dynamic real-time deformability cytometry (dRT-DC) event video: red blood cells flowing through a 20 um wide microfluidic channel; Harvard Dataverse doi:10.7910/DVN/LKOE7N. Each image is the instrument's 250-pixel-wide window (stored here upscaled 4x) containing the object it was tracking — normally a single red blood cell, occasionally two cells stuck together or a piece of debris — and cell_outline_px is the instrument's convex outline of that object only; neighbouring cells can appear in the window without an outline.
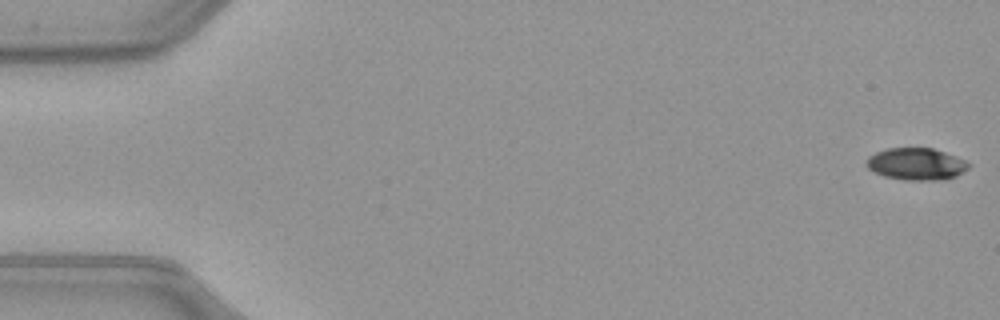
{"species": "common noctule bat (a hibernating species)", "species_latin": "Nyctalus noctula", "temperature_condition": "warm", "stored_images_in_passage": 52, "camera_frame_rate_fps": 3000, "um_per_image_px": 0.085, "animal": {"sex": "female", "body_mass_g": 21.9}, "frame": {"image": 1, "passage_image": 1, "time_ms": 0.0, "image_size_px": [1000, 320], "cell_outline_px": [[972, 164], [968, 168], [956, 176], [944, 180], [908, 180], [884, 176], [868, 168], [864, 164], [864, 160], [868, 156], [876, 152], [888, 148], [932, 148], [944, 152], [964, 160]], "centroid_in_image_um": [77.86, 13.94], "position_along_channel_um": 7.1, "area_um2": 19.07}}
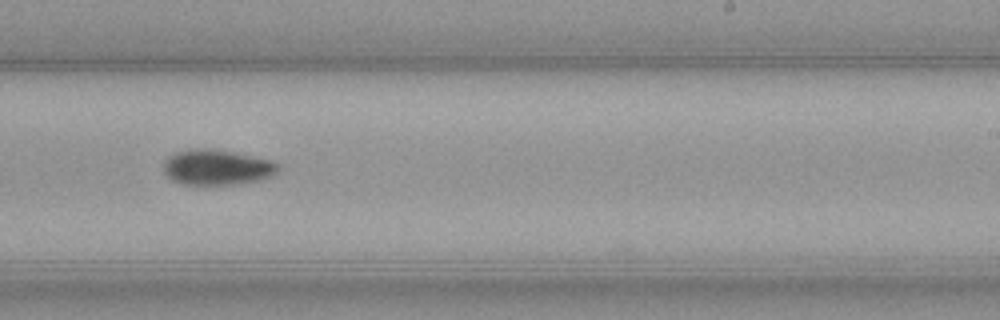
{"frame": {"image": 2, "passage_image": 32, "time_ms": 10.333, "image_size_px": [1000, 320], "cell_outline_px": [[280, 168], [272, 176], [256, 180], [236, 184], [204, 188], [180, 184], [172, 180], [164, 172], [164, 160], [168, 156], [176, 152], [196, 148], [204, 148], [232, 152], [272, 160], [280, 164]], "centroid_in_image_um": [18.4, 14.27], "position_along_channel_um": 270.6, "area_um2": 24.28}}
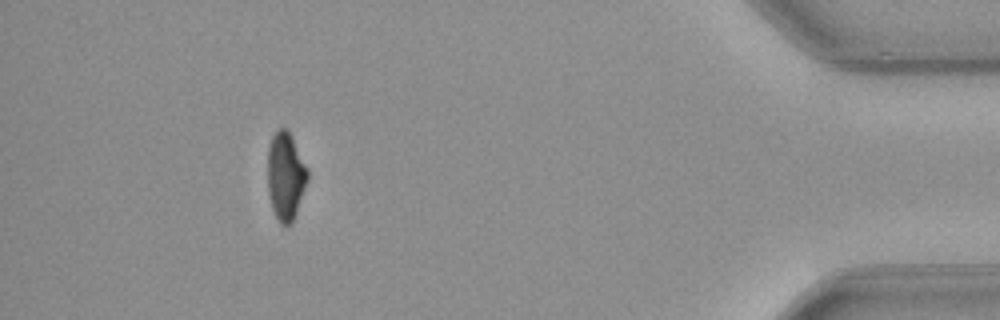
{"frame": {"image": 3, "passage_image": 47, "time_ms": 15.333, "image_size_px": [1000, 320], "cell_outline_px": [[308, 180], [292, 224], [280, 224], [272, 208], [268, 192], [268, 148], [272, 136], [276, 128], [284, 128], [288, 132], [308, 168]], "centroid_in_image_um": [24.27, 14.98], "position_along_channel_um": 410.9, "area_um2": 20.29}, "authors_computed_cell_mechanics": {"area_um2": 21.4438, "velocity_mm_per_s": 4.0268, "shape_relaxation_time_tau1_ms": 3.0968, "shape_relaxation_time_tau2_ms": null, "deformation_change_tau1": 0.1477, "deformation_change_tau2": null}}